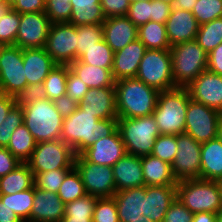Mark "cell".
<instances>
[{"label":"cell","instance_id":"cell-30","mask_svg":"<svg viewBox=\"0 0 222 222\" xmlns=\"http://www.w3.org/2000/svg\"><path fill=\"white\" fill-rule=\"evenodd\" d=\"M69 68L89 88L111 87L115 84L112 72L109 69L93 66L78 60L70 63Z\"/></svg>","mask_w":222,"mask_h":222},{"label":"cell","instance_id":"cell-36","mask_svg":"<svg viewBox=\"0 0 222 222\" xmlns=\"http://www.w3.org/2000/svg\"><path fill=\"white\" fill-rule=\"evenodd\" d=\"M34 199V186L15 194H0V200L8 205L22 220H28L31 215Z\"/></svg>","mask_w":222,"mask_h":222},{"label":"cell","instance_id":"cell-72","mask_svg":"<svg viewBox=\"0 0 222 222\" xmlns=\"http://www.w3.org/2000/svg\"><path fill=\"white\" fill-rule=\"evenodd\" d=\"M21 222H33V221H29V220H22Z\"/></svg>","mask_w":222,"mask_h":222},{"label":"cell","instance_id":"cell-45","mask_svg":"<svg viewBox=\"0 0 222 222\" xmlns=\"http://www.w3.org/2000/svg\"><path fill=\"white\" fill-rule=\"evenodd\" d=\"M177 153V135L160 134L154 143L152 155L172 164Z\"/></svg>","mask_w":222,"mask_h":222},{"label":"cell","instance_id":"cell-23","mask_svg":"<svg viewBox=\"0 0 222 222\" xmlns=\"http://www.w3.org/2000/svg\"><path fill=\"white\" fill-rule=\"evenodd\" d=\"M176 199V185L146 186L142 215L153 222H163L169 206Z\"/></svg>","mask_w":222,"mask_h":222},{"label":"cell","instance_id":"cell-4","mask_svg":"<svg viewBox=\"0 0 222 222\" xmlns=\"http://www.w3.org/2000/svg\"><path fill=\"white\" fill-rule=\"evenodd\" d=\"M23 109V123L36 142L61 139L63 117L55 109L53 101L38 100Z\"/></svg>","mask_w":222,"mask_h":222},{"label":"cell","instance_id":"cell-63","mask_svg":"<svg viewBox=\"0 0 222 222\" xmlns=\"http://www.w3.org/2000/svg\"><path fill=\"white\" fill-rule=\"evenodd\" d=\"M59 222H92V219H79L73 217H63Z\"/></svg>","mask_w":222,"mask_h":222},{"label":"cell","instance_id":"cell-2","mask_svg":"<svg viewBox=\"0 0 222 222\" xmlns=\"http://www.w3.org/2000/svg\"><path fill=\"white\" fill-rule=\"evenodd\" d=\"M160 91L146 85L137 77L115 81L117 117L150 116L157 105Z\"/></svg>","mask_w":222,"mask_h":222},{"label":"cell","instance_id":"cell-25","mask_svg":"<svg viewBox=\"0 0 222 222\" xmlns=\"http://www.w3.org/2000/svg\"><path fill=\"white\" fill-rule=\"evenodd\" d=\"M22 57L28 85L43 83L57 65L45 48L22 49Z\"/></svg>","mask_w":222,"mask_h":222},{"label":"cell","instance_id":"cell-28","mask_svg":"<svg viewBox=\"0 0 222 222\" xmlns=\"http://www.w3.org/2000/svg\"><path fill=\"white\" fill-rule=\"evenodd\" d=\"M145 186L176 185L171 165L152 154L141 157Z\"/></svg>","mask_w":222,"mask_h":222},{"label":"cell","instance_id":"cell-6","mask_svg":"<svg viewBox=\"0 0 222 222\" xmlns=\"http://www.w3.org/2000/svg\"><path fill=\"white\" fill-rule=\"evenodd\" d=\"M118 131L127 153L138 157L152 154L156 138L160 135L153 115L136 118L118 117Z\"/></svg>","mask_w":222,"mask_h":222},{"label":"cell","instance_id":"cell-57","mask_svg":"<svg viewBox=\"0 0 222 222\" xmlns=\"http://www.w3.org/2000/svg\"><path fill=\"white\" fill-rule=\"evenodd\" d=\"M207 70L222 75V43L208 53Z\"/></svg>","mask_w":222,"mask_h":222},{"label":"cell","instance_id":"cell-58","mask_svg":"<svg viewBox=\"0 0 222 222\" xmlns=\"http://www.w3.org/2000/svg\"><path fill=\"white\" fill-rule=\"evenodd\" d=\"M16 104V98L0 92V124L6 118L8 112Z\"/></svg>","mask_w":222,"mask_h":222},{"label":"cell","instance_id":"cell-62","mask_svg":"<svg viewBox=\"0 0 222 222\" xmlns=\"http://www.w3.org/2000/svg\"><path fill=\"white\" fill-rule=\"evenodd\" d=\"M12 8V6L5 2L4 0H0V19Z\"/></svg>","mask_w":222,"mask_h":222},{"label":"cell","instance_id":"cell-29","mask_svg":"<svg viewBox=\"0 0 222 222\" xmlns=\"http://www.w3.org/2000/svg\"><path fill=\"white\" fill-rule=\"evenodd\" d=\"M100 3L101 0H70L72 13L68 23L75 26L102 24L106 17Z\"/></svg>","mask_w":222,"mask_h":222},{"label":"cell","instance_id":"cell-24","mask_svg":"<svg viewBox=\"0 0 222 222\" xmlns=\"http://www.w3.org/2000/svg\"><path fill=\"white\" fill-rule=\"evenodd\" d=\"M112 171L117 192L145 185L141 157L127 153L112 166Z\"/></svg>","mask_w":222,"mask_h":222},{"label":"cell","instance_id":"cell-67","mask_svg":"<svg viewBox=\"0 0 222 222\" xmlns=\"http://www.w3.org/2000/svg\"><path fill=\"white\" fill-rule=\"evenodd\" d=\"M217 182H218V187L220 190L221 204H222V180H218Z\"/></svg>","mask_w":222,"mask_h":222},{"label":"cell","instance_id":"cell-17","mask_svg":"<svg viewBox=\"0 0 222 222\" xmlns=\"http://www.w3.org/2000/svg\"><path fill=\"white\" fill-rule=\"evenodd\" d=\"M127 154L118 129L110 136L96 140L81 155L89 162L98 165L113 166Z\"/></svg>","mask_w":222,"mask_h":222},{"label":"cell","instance_id":"cell-35","mask_svg":"<svg viewBox=\"0 0 222 222\" xmlns=\"http://www.w3.org/2000/svg\"><path fill=\"white\" fill-rule=\"evenodd\" d=\"M195 40L207 53L221 44L222 17L200 25Z\"/></svg>","mask_w":222,"mask_h":222},{"label":"cell","instance_id":"cell-47","mask_svg":"<svg viewBox=\"0 0 222 222\" xmlns=\"http://www.w3.org/2000/svg\"><path fill=\"white\" fill-rule=\"evenodd\" d=\"M92 222H120L113 197L97 199Z\"/></svg>","mask_w":222,"mask_h":222},{"label":"cell","instance_id":"cell-16","mask_svg":"<svg viewBox=\"0 0 222 222\" xmlns=\"http://www.w3.org/2000/svg\"><path fill=\"white\" fill-rule=\"evenodd\" d=\"M186 88L193 101L222 113V75L205 70Z\"/></svg>","mask_w":222,"mask_h":222},{"label":"cell","instance_id":"cell-21","mask_svg":"<svg viewBox=\"0 0 222 222\" xmlns=\"http://www.w3.org/2000/svg\"><path fill=\"white\" fill-rule=\"evenodd\" d=\"M65 214V203L57 193L44 191L34 186L33 207L29 221L59 222Z\"/></svg>","mask_w":222,"mask_h":222},{"label":"cell","instance_id":"cell-61","mask_svg":"<svg viewBox=\"0 0 222 222\" xmlns=\"http://www.w3.org/2000/svg\"><path fill=\"white\" fill-rule=\"evenodd\" d=\"M197 0H175L173 7L187 10V11H192L194 5L196 4Z\"/></svg>","mask_w":222,"mask_h":222},{"label":"cell","instance_id":"cell-27","mask_svg":"<svg viewBox=\"0 0 222 222\" xmlns=\"http://www.w3.org/2000/svg\"><path fill=\"white\" fill-rule=\"evenodd\" d=\"M200 179L222 180V142L217 137L201 145Z\"/></svg>","mask_w":222,"mask_h":222},{"label":"cell","instance_id":"cell-7","mask_svg":"<svg viewBox=\"0 0 222 222\" xmlns=\"http://www.w3.org/2000/svg\"><path fill=\"white\" fill-rule=\"evenodd\" d=\"M176 198L193 214L217 213L222 208L217 181L192 179L177 182Z\"/></svg>","mask_w":222,"mask_h":222},{"label":"cell","instance_id":"cell-9","mask_svg":"<svg viewBox=\"0 0 222 222\" xmlns=\"http://www.w3.org/2000/svg\"><path fill=\"white\" fill-rule=\"evenodd\" d=\"M75 156L73 149L58 139L37 142L26 163L33 173H43L55 169H73Z\"/></svg>","mask_w":222,"mask_h":222},{"label":"cell","instance_id":"cell-10","mask_svg":"<svg viewBox=\"0 0 222 222\" xmlns=\"http://www.w3.org/2000/svg\"><path fill=\"white\" fill-rule=\"evenodd\" d=\"M74 167L81 175L86 194L109 198L117 192L112 166L91 163L78 154L75 156Z\"/></svg>","mask_w":222,"mask_h":222},{"label":"cell","instance_id":"cell-51","mask_svg":"<svg viewBox=\"0 0 222 222\" xmlns=\"http://www.w3.org/2000/svg\"><path fill=\"white\" fill-rule=\"evenodd\" d=\"M194 214L177 198L169 206L163 222H192Z\"/></svg>","mask_w":222,"mask_h":222},{"label":"cell","instance_id":"cell-42","mask_svg":"<svg viewBox=\"0 0 222 222\" xmlns=\"http://www.w3.org/2000/svg\"><path fill=\"white\" fill-rule=\"evenodd\" d=\"M97 197L86 194L84 197L65 204L64 217L92 219Z\"/></svg>","mask_w":222,"mask_h":222},{"label":"cell","instance_id":"cell-41","mask_svg":"<svg viewBox=\"0 0 222 222\" xmlns=\"http://www.w3.org/2000/svg\"><path fill=\"white\" fill-rule=\"evenodd\" d=\"M199 25L222 17V0H197L192 11Z\"/></svg>","mask_w":222,"mask_h":222},{"label":"cell","instance_id":"cell-11","mask_svg":"<svg viewBox=\"0 0 222 222\" xmlns=\"http://www.w3.org/2000/svg\"><path fill=\"white\" fill-rule=\"evenodd\" d=\"M222 113L206 105L189 100L186 111L185 132L199 143L218 137Z\"/></svg>","mask_w":222,"mask_h":222},{"label":"cell","instance_id":"cell-18","mask_svg":"<svg viewBox=\"0 0 222 222\" xmlns=\"http://www.w3.org/2000/svg\"><path fill=\"white\" fill-rule=\"evenodd\" d=\"M165 26L167 38L172 47L180 43L195 40L200 25L191 11L172 6Z\"/></svg>","mask_w":222,"mask_h":222},{"label":"cell","instance_id":"cell-32","mask_svg":"<svg viewBox=\"0 0 222 222\" xmlns=\"http://www.w3.org/2000/svg\"><path fill=\"white\" fill-rule=\"evenodd\" d=\"M36 141L24 123L11 135L7 149L21 162L26 163L36 147Z\"/></svg>","mask_w":222,"mask_h":222},{"label":"cell","instance_id":"cell-54","mask_svg":"<svg viewBox=\"0 0 222 222\" xmlns=\"http://www.w3.org/2000/svg\"><path fill=\"white\" fill-rule=\"evenodd\" d=\"M21 162L6 148L0 147V177L12 172Z\"/></svg>","mask_w":222,"mask_h":222},{"label":"cell","instance_id":"cell-26","mask_svg":"<svg viewBox=\"0 0 222 222\" xmlns=\"http://www.w3.org/2000/svg\"><path fill=\"white\" fill-rule=\"evenodd\" d=\"M146 186L128 188L118 191L113 198L116 202L120 222H132L141 218L144 212Z\"/></svg>","mask_w":222,"mask_h":222},{"label":"cell","instance_id":"cell-48","mask_svg":"<svg viewBox=\"0 0 222 222\" xmlns=\"http://www.w3.org/2000/svg\"><path fill=\"white\" fill-rule=\"evenodd\" d=\"M137 27L151 21V1H139L130 4L126 14Z\"/></svg>","mask_w":222,"mask_h":222},{"label":"cell","instance_id":"cell-31","mask_svg":"<svg viewBox=\"0 0 222 222\" xmlns=\"http://www.w3.org/2000/svg\"><path fill=\"white\" fill-rule=\"evenodd\" d=\"M34 186V174L27 163L19 164L12 172L0 177V194H15Z\"/></svg>","mask_w":222,"mask_h":222},{"label":"cell","instance_id":"cell-52","mask_svg":"<svg viewBox=\"0 0 222 222\" xmlns=\"http://www.w3.org/2000/svg\"><path fill=\"white\" fill-rule=\"evenodd\" d=\"M100 4L104 16L110 18L126 15L131 3L129 0H101Z\"/></svg>","mask_w":222,"mask_h":222},{"label":"cell","instance_id":"cell-1","mask_svg":"<svg viewBox=\"0 0 222 222\" xmlns=\"http://www.w3.org/2000/svg\"><path fill=\"white\" fill-rule=\"evenodd\" d=\"M117 129L118 119L99 120L95 114L78 106L69 117L63 118L61 140L78 155L96 140L112 135Z\"/></svg>","mask_w":222,"mask_h":222},{"label":"cell","instance_id":"cell-40","mask_svg":"<svg viewBox=\"0 0 222 222\" xmlns=\"http://www.w3.org/2000/svg\"><path fill=\"white\" fill-rule=\"evenodd\" d=\"M72 169H55L34 174V186L44 191L57 193L65 176Z\"/></svg>","mask_w":222,"mask_h":222},{"label":"cell","instance_id":"cell-34","mask_svg":"<svg viewBox=\"0 0 222 222\" xmlns=\"http://www.w3.org/2000/svg\"><path fill=\"white\" fill-rule=\"evenodd\" d=\"M69 65L57 64L43 81L47 99L53 101L66 95V81Z\"/></svg>","mask_w":222,"mask_h":222},{"label":"cell","instance_id":"cell-5","mask_svg":"<svg viewBox=\"0 0 222 222\" xmlns=\"http://www.w3.org/2000/svg\"><path fill=\"white\" fill-rule=\"evenodd\" d=\"M170 55L175 87L186 88L207 70L208 53L196 40L172 46Z\"/></svg>","mask_w":222,"mask_h":222},{"label":"cell","instance_id":"cell-70","mask_svg":"<svg viewBox=\"0 0 222 222\" xmlns=\"http://www.w3.org/2000/svg\"><path fill=\"white\" fill-rule=\"evenodd\" d=\"M139 1H152V0H129L130 3L139 2Z\"/></svg>","mask_w":222,"mask_h":222},{"label":"cell","instance_id":"cell-49","mask_svg":"<svg viewBox=\"0 0 222 222\" xmlns=\"http://www.w3.org/2000/svg\"><path fill=\"white\" fill-rule=\"evenodd\" d=\"M46 92L43 83L26 85L24 89L17 95L16 104L24 106L35 103L38 100L46 99Z\"/></svg>","mask_w":222,"mask_h":222},{"label":"cell","instance_id":"cell-64","mask_svg":"<svg viewBox=\"0 0 222 222\" xmlns=\"http://www.w3.org/2000/svg\"><path fill=\"white\" fill-rule=\"evenodd\" d=\"M132 222H153V221H150L147 217H144L142 215L141 218H138L136 220H132Z\"/></svg>","mask_w":222,"mask_h":222},{"label":"cell","instance_id":"cell-19","mask_svg":"<svg viewBox=\"0 0 222 222\" xmlns=\"http://www.w3.org/2000/svg\"><path fill=\"white\" fill-rule=\"evenodd\" d=\"M79 107L99 119H118L116 110L115 84L111 87L90 88Z\"/></svg>","mask_w":222,"mask_h":222},{"label":"cell","instance_id":"cell-60","mask_svg":"<svg viewBox=\"0 0 222 222\" xmlns=\"http://www.w3.org/2000/svg\"><path fill=\"white\" fill-rule=\"evenodd\" d=\"M192 222H216V213H210V212L195 213Z\"/></svg>","mask_w":222,"mask_h":222},{"label":"cell","instance_id":"cell-66","mask_svg":"<svg viewBox=\"0 0 222 222\" xmlns=\"http://www.w3.org/2000/svg\"><path fill=\"white\" fill-rule=\"evenodd\" d=\"M216 222H222V208L216 213Z\"/></svg>","mask_w":222,"mask_h":222},{"label":"cell","instance_id":"cell-56","mask_svg":"<svg viewBox=\"0 0 222 222\" xmlns=\"http://www.w3.org/2000/svg\"><path fill=\"white\" fill-rule=\"evenodd\" d=\"M55 109L61 114L63 118L69 117L75 112L79 106L75 100H72L68 95L59 97L53 100Z\"/></svg>","mask_w":222,"mask_h":222},{"label":"cell","instance_id":"cell-43","mask_svg":"<svg viewBox=\"0 0 222 222\" xmlns=\"http://www.w3.org/2000/svg\"><path fill=\"white\" fill-rule=\"evenodd\" d=\"M20 24V13L12 8L0 19V43L15 45Z\"/></svg>","mask_w":222,"mask_h":222},{"label":"cell","instance_id":"cell-14","mask_svg":"<svg viewBox=\"0 0 222 222\" xmlns=\"http://www.w3.org/2000/svg\"><path fill=\"white\" fill-rule=\"evenodd\" d=\"M77 29L70 23L51 25L45 50L59 65H69L76 61Z\"/></svg>","mask_w":222,"mask_h":222},{"label":"cell","instance_id":"cell-22","mask_svg":"<svg viewBox=\"0 0 222 222\" xmlns=\"http://www.w3.org/2000/svg\"><path fill=\"white\" fill-rule=\"evenodd\" d=\"M102 26L103 39L114 53L138 38V27L126 15L106 18Z\"/></svg>","mask_w":222,"mask_h":222},{"label":"cell","instance_id":"cell-44","mask_svg":"<svg viewBox=\"0 0 222 222\" xmlns=\"http://www.w3.org/2000/svg\"><path fill=\"white\" fill-rule=\"evenodd\" d=\"M23 124L22 106L15 104L0 124V147H7L15 129Z\"/></svg>","mask_w":222,"mask_h":222},{"label":"cell","instance_id":"cell-46","mask_svg":"<svg viewBox=\"0 0 222 222\" xmlns=\"http://www.w3.org/2000/svg\"><path fill=\"white\" fill-rule=\"evenodd\" d=\"M45 13L52 24L69 22L72 13L70 0H45Z\"/></svg>","mask_w":222,"mask_h":222},{"label":"cell","instance_id":"cell-12","mask_svg":"<svg viewBox=\"0 0 222 222\" xmlns=\"http://www.w3.org/2000/svg\"><path fill=\"white\" fill-rule=\"evenodd\" d=\"M26 85L22 49L4 45L0 52V92L16 98Z\"/></svg>","mask_w":222,"mask_h":222},{"label":"cell","instance_id":"cell-50","mask_svg":"<svg viewBox=\"0 0 222 222\" xmlns=\"http://www.w3.org/2000/svg\"><path fill=\"white\" fill-rule=\"evenodd\" d=\"M90 88L84 83L70 68H68V75L66 81V95L72 100L80 103Z\"/></svg>","mask_w":222,"mask_h":222},{"label":"cell","instance_id":"cell-38","mask_svg":"<svg viewBox=\"0 0 222 222\" xmlns=\"http://www.w3.org/2000/svg\"><path fill=\"white\" fill-rule=\"evenodd\" d=\"M77 29V45H76V60H78L86 50L95 46V43L103 40L102 24H88L76 26Z\"/></svg>","mask_w":222,"mask_h":222},{"label":"cell","instance_id":"cell-3","mask_svg":"<svg viewBox=\"0 0 222 222\" xmlns=\"http://www.w3.org/2000/svg\"><path fill=\"white\" fill-rule=\"evenodd\" d=\"M190 99L187 88L160 91L152 113L160 134L179 135L185 132V116Z\"/></svg>","mask_w":222,"mask_h":222},{"label":"cell","instance_id":"cell-53","mask_svg":"<svg viewBox=\"0 0 222 222\" xmlns=\"http://www.w3.org/2000/svg\"><path fill=\"white\" fill-rule=\"evenodd\" d=\"M172 5L159 1H151V21L165 24L170 16Z\"/></svg>","mask_w":222,"mask_h":222},{"label":"cell","instance_id":"cell-71","mask_svg":"<svg viewBox=\"0 0 222 222\" xmlns=\"http://www.w3.org/2000/svg\"><path fill=\"white\" fill-rule=\"evenodd\" d=\"M3 46H4V45H3L2 43H0V52H1V49H2Z\"/></svg>","mask_w":222,"mask_h":222},{"label":"cell","instance_id":"cell-15","mask_svg":"<svg viewBox=\"0 0 222 222\" xmlns=\"http://www.w3.org/2000/svg\"><path fill=\"white\" fill-rule=\"evenodd\" d=\"M51 25L45 12L21 13L15 45L21 49L45 48Z\"/></svg>","mask_w":222,"mask_h":222},{"label":"cell","instance_id":"cell-69","mask_svg":"<svg viewBox=\"0 0 222 222\" xmlns=\"http://www.w3.org/2000/svg\"><path fill=\"white\" fill-rule=\"evenodd\" d=\"M5 2L9 3L11 6L17 1V0H4Z\"/></svg>","mask_w":222,"mask_h":222},{"label":"cell","instance_id":"cell-65","mask_svg":"<svg viewBox=\"0 0 222 222\" xmlns=\"http://www.w3.org/2000/svg\"><path fill=\"white\" fill-rule=\"evenodd\" d=\"M218 138L221 140L222 142V118L220 120V123H219V127H218Z\"/></svg>","mask_w":222,"mask_h":222},{"label":"cell","instance_id":"cell-37","mask_svg":"<svg viewBox=\"0 0 222 222\" xmlns=\"http://www.w3.org/2000/svg\"><path fill=\"white\" fill-rule=\"evenodd\" d=\"M113 59L114 52L103 39L100 42L95 43V46L86 50V53H84L78 59V61L104 69H109L111 71L113 66Z\"/></svg>","mask_w":222,"mask_h":222},{"label":"cell","instance_id":"cell-59","mask_svg":"<svg viewBox=\"0 0 222 222\" xmlns=\"http://www.w3.org/2000/svg\"><path fill=\"white\" fill-rule=\"evenodd\" d=\"M22 219L0 200V222H21Z\"/></svg>","mask_w":222,"mask_h":222},{"label":"cell","instance_id":"cell-8","mask_svg":"<svg viewBox=\"0 0 222 222\" xmlns=\"http://www.w3.org/2000/svg\"><path fill=\"white\" fill-rule=\"evenodd\" d=\"M136 77L159 91L176 88L172 75L170 49H147L139 63Z\"/></svg>","mask_w":222,"mask_h":222},{"label":"cell","instance_id":"cell-20","mask_svg":"<svg viewBox=\"0 0 222 222\" xmlns=\"http://www.w3.org/2000/svg\"><path fill=\"white\" fill-rule=\"evenodd\" d=\"M146 46L137 38L114 53L112 76L114 81L136 77Z\"/></svg>","mask_w":222,"mask_h":222},{"label":"cell","instance_id":"cell-55","mask_svg":"<svg viewBox=\"0 0 222 222\" xmlns=\"http://www.w3.org/2000/svg\"><path fill=\"white\" fill-rule=\"evenodd\" d=\"M12 9L21 13L45 12V0H17Z\"/></svg>","mask_w":222,"mask_h":222},{"label":"cell","instance_id":"cell-13","mask_svg":"<svg viewBox=\"0 0 222 222\" xmlns=\"http://www.w3.org/2000/svg\"><path fill=\"white\" fill-rule=\"evenodd\" d=\"M201 145L186 133L177 135V153L171 164L177 182L200 179Z\"/></svg>","mask_w":222,"mask_h":222},{"label":"cell","instance_id":"cell-33","mask_svg":"<svg viewBox=\"0 0 222 222\" xmlns=\"http://www.w3.org/2000/svg\"><path fill=\"white\" fill-rule=\"evenodd\" d=\"M137 36L146 49L166 50L171 48L165 24L149 21L138 27Z\"/></svg>","mask_w":222,"mask_h":222},{"label":"cell","instance_id":"cell-39","mask_svg":"<svg viewBox=\"0 0 222 222\" xmlns=\"http://www.w3.org/2000/svg\"><path fill=\"white\" fill-rule=\"evenodd\" d=\"M57 194L65 204L86 195L81 175L75 167L65 176Z\"/></svg>","mask_w":222,"mask_h":222},{"label":"cell","instance_id":"cell-68","mask_svg":"<svg viewBox=\"0 0 222 222\" xmlns=\"http://www.w3.org/2000/svg\"><path fill=\"white\" fill-rule=\"evenodd\" d=\"M159 1L168 3V4L172 5V6H173V4H174V2H175V0H159Z\"/></svg>","mask_w":222,"mask_h":222}]
</instances>
